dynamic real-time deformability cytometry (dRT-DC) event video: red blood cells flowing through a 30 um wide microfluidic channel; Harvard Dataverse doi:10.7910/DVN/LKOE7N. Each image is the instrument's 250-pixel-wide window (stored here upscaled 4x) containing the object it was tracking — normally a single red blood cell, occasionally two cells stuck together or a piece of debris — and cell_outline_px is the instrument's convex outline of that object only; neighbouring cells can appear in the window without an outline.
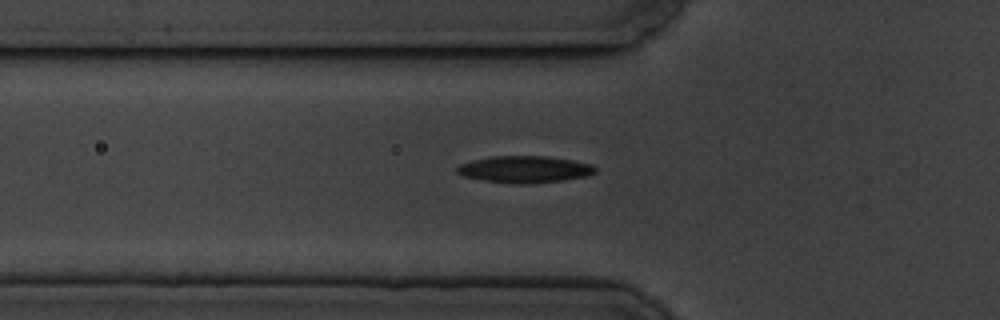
{"species": "common noctule bat (a hibernating species)", "species_latin": "Nyctalus noctula", "temperature_condition": "cold", "stored_images_in_passage": 6, "camera_frame_rate_fps": 3000, "um_per_image_px": 0.085, "animal": {"sex": "male", "body_mass_g": 19.5, "forearm_length_mm": 54.6}, "frame": {"image": 1, "passage_image": 6, "time_ms": 5.667, "image_size_px": [1000, 320], "cell_outline_px": [[596, 172], [588, 176], [560, 180], [528, 184], [520, 184], [484, 180], [464, 176], [456, 172], [456, 168], [460, 164], [472, 160], [492, 156], [544, 156], [572, 160], [592, 164], [596, 168]], "centroid_in_image_um": [44.6, 14.39], "position_along_channel_um": 81.2, "area_um2": 21.44}}